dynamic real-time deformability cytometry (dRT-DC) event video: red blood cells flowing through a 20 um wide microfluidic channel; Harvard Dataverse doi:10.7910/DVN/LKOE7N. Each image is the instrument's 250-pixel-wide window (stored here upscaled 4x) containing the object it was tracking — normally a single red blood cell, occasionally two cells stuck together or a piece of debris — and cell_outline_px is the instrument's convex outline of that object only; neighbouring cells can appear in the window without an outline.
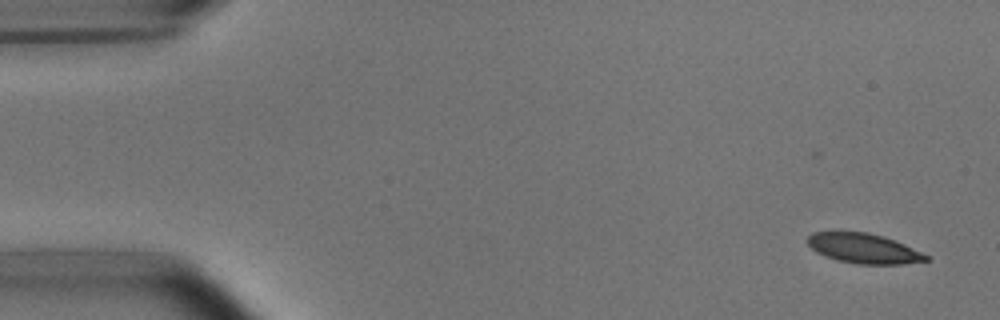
{"species": "common noctule bat (a hibernating species)", "species_latin": "Nyctalus noctula", "temperature_condition": "room temperature", "stored_images_in_passage": 5, "camera_frame_rate_fps": 3000, "um_per_image_px": 0.085, "animal": {"sex": "male", "body_mass_g": 15.6}, "frame": {"image": 1, "passage_image": 1, "time_ms": 0.0, "image_size_px": [1000, 320], "cell_outline_px": [[932, 260], [904, 264], [856, 264], [836, 260], [824, 256], [816, 252], [808, 244], [808, 236], [812, 232], [868, 232], [884, 236], [896, 240], [928, 256]], "centroid_in_image_um": [73.42, 21.12], "position_along_channel_um": 11.6, "area_um2": 20.69}}
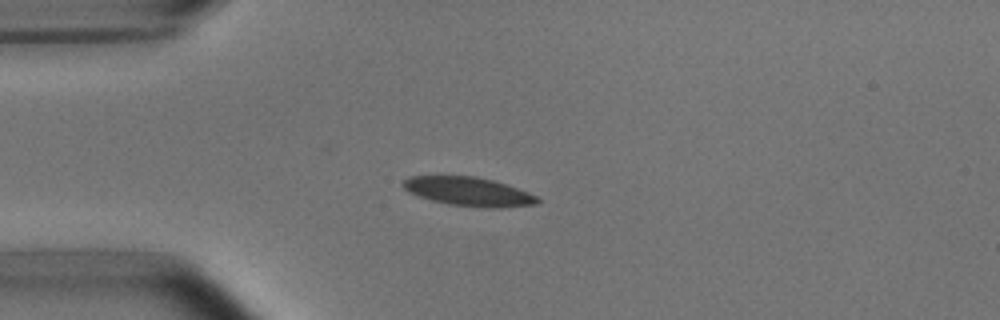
{"frame": {"image": 2, "passage_image": 4, "time_ms": 3.667, "image_size_px": [1000, 320], "cell_outline_px": [[540, 200], [536, 204], [500, 208], [488, 208], [448, 204], [432, 200], [408, 192], [400, 184], [408, 176], [476, 176], [492, 180], [528, 192], [536, 196]], "centroid_in_image_um": [39.8, 16.28], "position_along_channel_um": 45.2, "area_um2": 22.43}}